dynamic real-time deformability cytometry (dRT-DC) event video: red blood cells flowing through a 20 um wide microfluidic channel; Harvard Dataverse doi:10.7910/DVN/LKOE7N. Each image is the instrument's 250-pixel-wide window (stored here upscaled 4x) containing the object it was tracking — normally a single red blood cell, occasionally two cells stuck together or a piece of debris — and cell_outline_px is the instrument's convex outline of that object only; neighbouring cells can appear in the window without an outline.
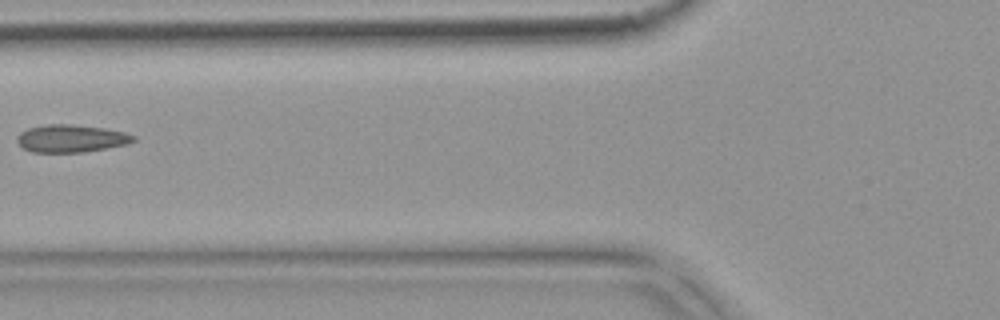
{"species": "common noctule bat (a hibernating species)", "species_latin": "Nyctalus noctula", "temperature_condition": "warm", "stored_images_in_passage": 8, "camera_frame_rate_fps": 3000, "um_per_image_px": 0.085, "animal": {"sex": "female", "body_mass_g": 18.4}, "frame": {"image": 1, "passage_image": 8, "time_ms": 2.333, "image_size_px": [1000, 320], "cell_outline_px": [[136, 140], [124, 144], [104, 148], [80, 152], [32, 152], [24, 148], [16, 140], [20, 132], [28, 128], [48, 124], [68, 124], [104, 128], [124, 132], [136, 136]], "centroid_in_image_um": [6.02, 11.76], "position_along_channel_um": 119.8, "area_um2": 18.38}}